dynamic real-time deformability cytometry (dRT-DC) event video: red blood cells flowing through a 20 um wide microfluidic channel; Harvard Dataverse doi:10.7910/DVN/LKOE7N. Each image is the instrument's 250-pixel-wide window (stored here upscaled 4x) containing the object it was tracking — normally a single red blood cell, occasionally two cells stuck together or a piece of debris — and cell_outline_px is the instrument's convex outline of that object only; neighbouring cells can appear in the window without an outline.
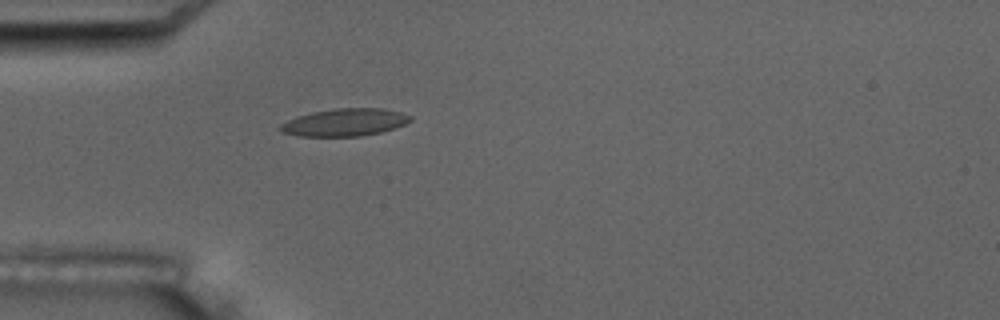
{"species": "common noctule bat (a hibernating species)", "species_latin": "Nyctalus noctula", "temperature_condition": "room temperature", "stored_images_in_passage": 4, "camera_frame_rate_fps": 3000, "um_per_image_px": 0.085, "animal": {"sex": "male", "body_mass_g": 17.5, "forearm_length_mm": 52.3}, "frame": {"image": 1, "passage_image": 4, "time_ms": 4.333, "image_size_px": [1000, 320], "cell_outline_px": [[412, 120], [404, 124], [380, 132], [360, 136], [296, 136], [280, 132], [280, 124], [296, 116], [312, 112], [332, 108], [380, 108], [400, 112], [412, 116]], "centroid_in_image_um": [29.26, 10.39], "position_along_channel_um": 55.7, "area_um2": 20.81}}